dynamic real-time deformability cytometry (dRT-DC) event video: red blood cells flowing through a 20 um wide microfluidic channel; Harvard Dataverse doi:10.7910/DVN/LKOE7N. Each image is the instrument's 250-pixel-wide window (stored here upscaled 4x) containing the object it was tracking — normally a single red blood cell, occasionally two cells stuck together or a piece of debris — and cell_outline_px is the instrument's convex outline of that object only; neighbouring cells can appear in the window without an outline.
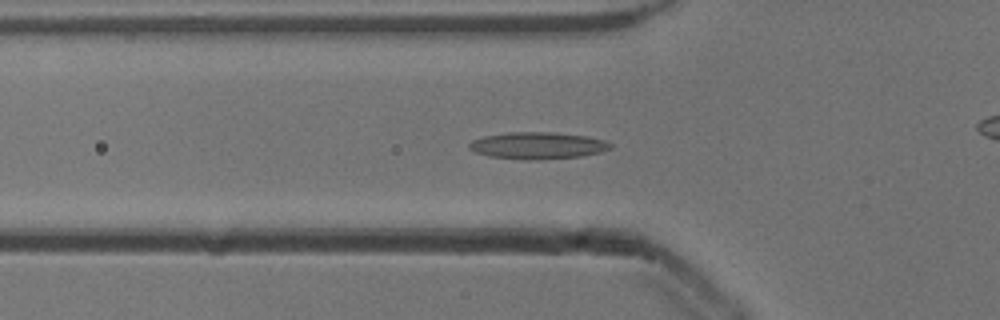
{"species": "common noctule bat (a hibernating species)", "species_latin": "Nyctalus noctula", "temperature_condition": "cold", "stored_images_in_passage": 41, "camera_frame_rate_fps": 3000, "um_per_image_px": 0.085, "animal": {"sex": "male", "body_mass_g": 13.3}, "frame": {"image": 1, "passage_image": 18, "time_ms": 5.667, "image_size_px": [1000, 320], "cell_outline_px": [[612, 148], [600, 152], [580, 156], [540, 160], [524, 160], [488, 156], [476, 152], [468, 148], [468, 144], [472, 140], [484, 136], [508, 132], [552, 132], [584, 136], [604, 140], [612, 144]], "centroid_in_image_um": [45.67, 12.38], "position_along_channel_um": 80.1, "area_um2": 22.14}}
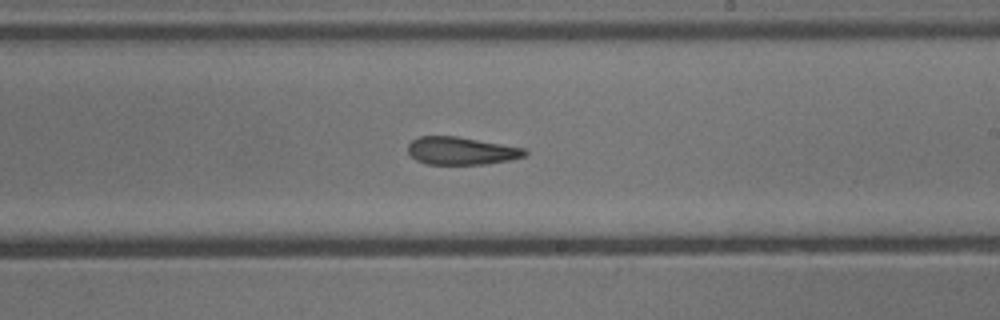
{"frame": {"image": 2, "passage_image": 31, "time_ms": 10.0, "image_size_px": [1000, 320], "cell_outline_px": [[528, 152], [524, 156], [512, 160], [488, 164], [424, 164], [416, 160], [408, 152], [408, 144], [412, 140], [420, 136], [456, 136], [524, 148]], "centroid_in_image_um": [39.2, 12.83], "position_along_channel_um": 249.8, "area_um2": 18.9}}
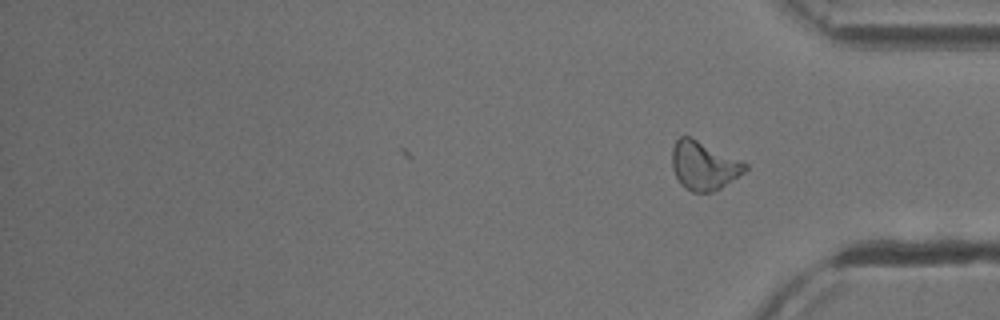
{"frame": {"image": 3, "passage_image": 41, "time_ms": 13.333, "image_size_px": [1000, 320], "cell_outline_px": [[748, 168], [744, 172], [720, 188], [712, 192], [692, 192], [684, 188], [680, 184], [672, 168], [672, 148], [676, 140], [680, 136], [692, 136], [748, 164]], "centroid_in_image_um": [59.8, 14.06], "position_along_channel_um": 375.4, "area_um2": 20.75}, "authors_computed_cell_mechanics": {"area_um2": 20.519, "velocity_mm_per_s": 3.8962, "shape_relaxation_time_tau1_ms": null, "shape_relaxation_time_tau2_ms": 4.6431, "deformation_change_tau1": null, "deformation_change_tau2": 0.1409}}